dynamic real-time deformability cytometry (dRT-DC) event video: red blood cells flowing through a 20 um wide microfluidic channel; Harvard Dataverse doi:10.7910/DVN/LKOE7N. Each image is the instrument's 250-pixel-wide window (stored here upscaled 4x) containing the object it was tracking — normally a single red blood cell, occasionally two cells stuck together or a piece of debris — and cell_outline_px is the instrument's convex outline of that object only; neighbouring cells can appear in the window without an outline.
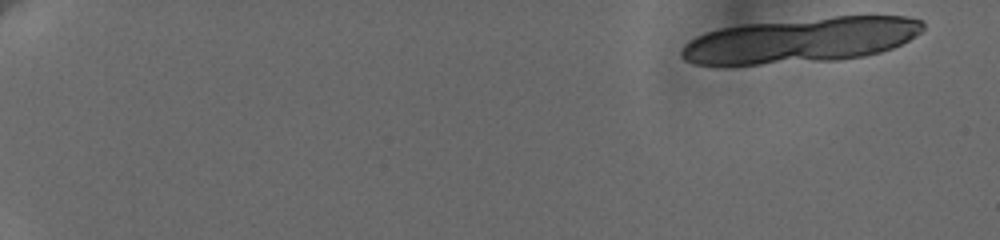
{"species": "human", "species_latin": "Homo sapiens", "temperature_condition": "cold", "stored_images_in_passage": 12, "segment_of_instrument_passage": [1, 3], "camera_frame_rate_fps": 3000, "um_per_image_px": 0.085, "donor": {"sex": "female"}, "frame": {"image": 1, "passage_image": 1, "time_ms": 0.0, "image_size_px": [1000, 240], "cell_outline_px": [[924, 28], [916, 36], [892, 48], [880, 52], [864, 56], [836, 60], [760, 64], [696, 64], [684, 60], [680, 56], [680, 52], [684, 44], [688, 40], [696, 36], [720, 28], [744, 24], [836, 16], [904, 16], [924, 20]], "centroid_in_image_um": [68.09, 3.41], "position_along_channel_um": 16.9, "area_um2": 63.52}}